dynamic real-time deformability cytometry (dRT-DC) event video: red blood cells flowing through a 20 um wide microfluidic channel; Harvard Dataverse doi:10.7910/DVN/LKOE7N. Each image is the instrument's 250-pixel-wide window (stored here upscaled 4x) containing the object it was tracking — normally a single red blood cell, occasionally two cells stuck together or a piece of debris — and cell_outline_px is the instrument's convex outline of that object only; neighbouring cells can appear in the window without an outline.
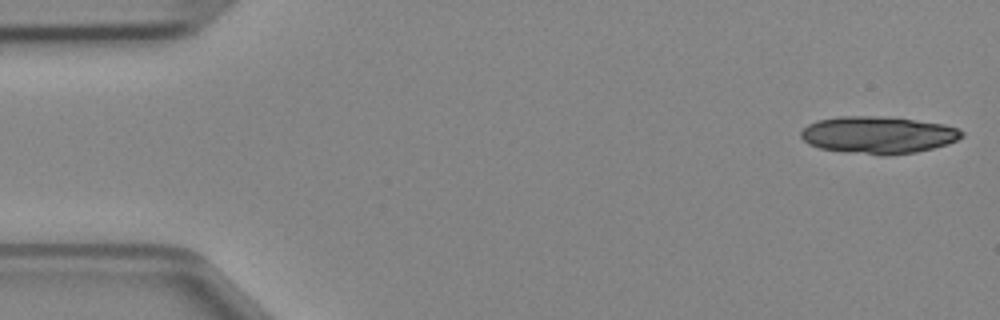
{"species": "Egyptian fruit bat (a non-hibernating species)", "species_latin": "Rousettus aegyptiacus", "temperature_condition": "cold", "stored_images_in_passage": 46, "camera_frame_rate_fps": 3000, "um_per_image_px": 0.085, "animal": {"sex": "female"}, "frame": {"image": 1, "passage_image": 1, "time_ms": 0.0, "image_size_px": [1000, 320], "cell_outline_px": [[964, 136], [948, 144], [916, 152], [888, 156], [880, 156], [848, 152], [820, 148], [808, 144], [800, 136], [800, 132], [808, 124], [816, 120], [840, 116], [876, 116], [912, 120], [944, 124], [956, 128], [964, 132]], "centroid_in_image_um": [74.62, 11.48], "position_along_channel_um": 10.4, "area_um2": 34.85}}